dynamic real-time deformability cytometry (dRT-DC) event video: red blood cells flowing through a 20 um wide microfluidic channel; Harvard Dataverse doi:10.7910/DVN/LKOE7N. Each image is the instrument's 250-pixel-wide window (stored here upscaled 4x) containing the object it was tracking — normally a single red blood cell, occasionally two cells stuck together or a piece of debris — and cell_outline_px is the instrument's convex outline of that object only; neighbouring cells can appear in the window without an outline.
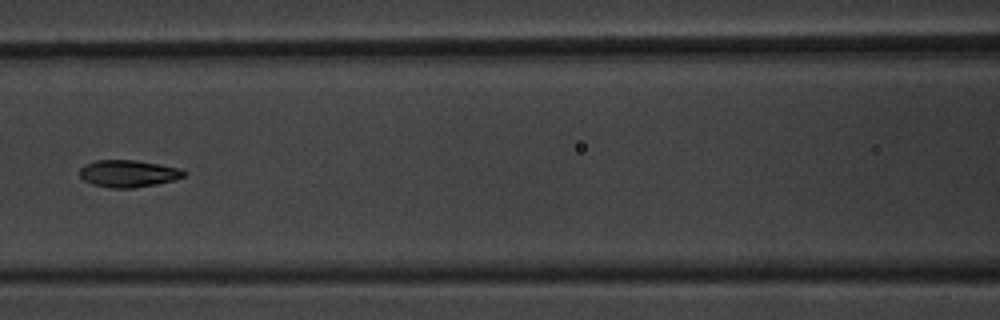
{"species": "common noctule bat (a hibernating species)", "species_latin": "Nyctalus noctula", "temperature_condition": "warm", "stored_images_in_passage": 9, "camera_frame_rate_fps": 3000, "um_per_image_px": 0.085, "animal": {"sex": "male", "body_mass_g": 20.1, "forearm_length_mm": 53.5}, "frame": {"image": 1, "passage_image": 6, "time_ms": 6.667, "image_size_px": [1000, 320], "cell_outline_px": [[188, 172], [184, 176], [172, 180], [156, 184], [132, 188], [108, 188], [92, 184], [84, 180], [80, 176], [80, 168], [84, 164], [96, 160], [136, 160], [160, 164], [180, 168]], "centroid_in_image_um": [10.89, 14.75], "position_along_channel_um": 155.7, "area_um2": 16.53}}
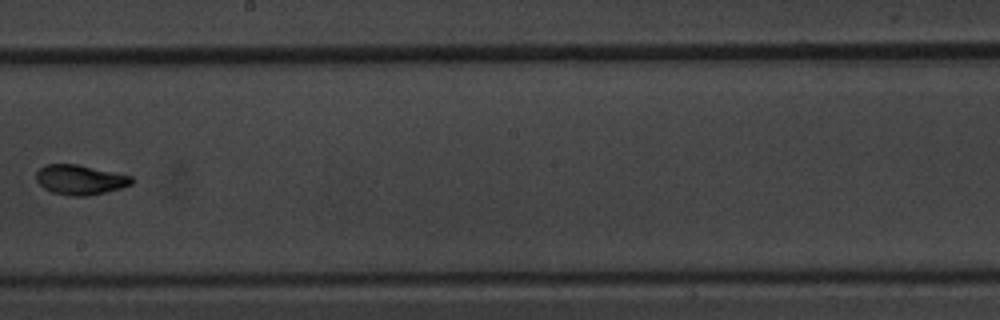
{"frame": {"image": 2, "passage_image": 8, "time_ms": 9.0, "image_size_px": [1000, 320], "cell_outline_px": [[132, 184], [120, 188], [88, 196], [68, 196], [52, 192], [44, 188], [36, 180], [36, 172], [44, 164], [76, 164], [132, 176]], "centroid_in_image_um": [6.77, 15.28], "position_along_channel_um": 241.4, "area_um2": 16.47}}
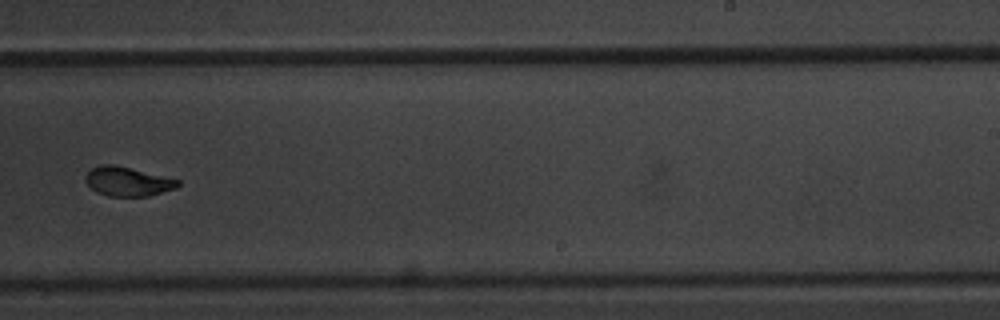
{"frame": {"image": 3, "passage_image": 9, "time_ms": 10.0, "image_size_px": [1000, 320], "cell_outline_px": [[180, 184], [176, 188], [148, 196], [108, 196], [96, 192], [84, 180], [84, 176], [92, 168], [100, 164], [112, 164], [180, 180]], "centroid_in_image_um": [10.82, 15.43], "position_along_channel_um": 278.2, "area_um2": 15.55}}